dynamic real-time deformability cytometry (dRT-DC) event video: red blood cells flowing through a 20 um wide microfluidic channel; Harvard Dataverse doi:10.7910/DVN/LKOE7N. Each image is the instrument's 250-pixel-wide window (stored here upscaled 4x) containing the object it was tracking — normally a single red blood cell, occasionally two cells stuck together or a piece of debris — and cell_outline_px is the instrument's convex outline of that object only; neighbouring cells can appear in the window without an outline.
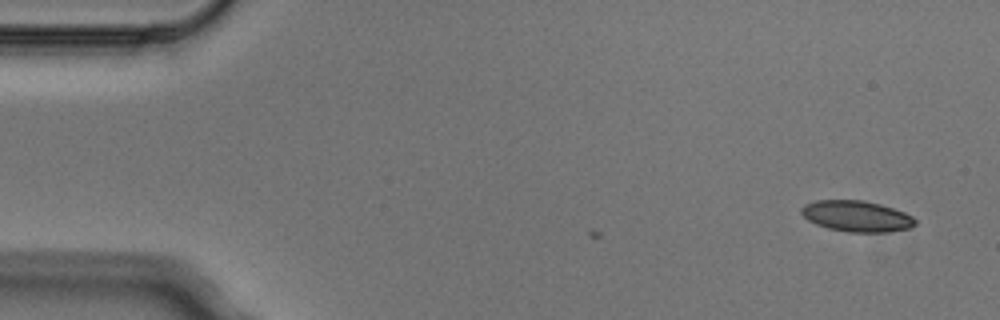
{"species": "Egyptian fruit bat (a non-hibernating species)", "species_latin": "Rousettus aegyptiacus", "temperature_condition": "cold", "stored_images_in_passage": 3, "camera_frame_rate_fps": 3000, "um_per_image_px": 0.085, "animal": {"sex": "male"}, "frame": {"image": 1, "passage_image": 1, "time_ms": 0.0, "image_size_px": [1000, 320], "cell_outline_px": [[916, 224], [908, 228], [888, 232], [848, 232], [828, 228], [816, 224], [808, 220], [800, 212], [800, 208], [804, 204], [816, 200], [864, 200], [880, 204], [904, 212], [912, 216], [916, 220]], "centroid_in_image_um": [72.79, 18.37], "position_along_channel_um": 12.2, "area_um2": 20.58}}